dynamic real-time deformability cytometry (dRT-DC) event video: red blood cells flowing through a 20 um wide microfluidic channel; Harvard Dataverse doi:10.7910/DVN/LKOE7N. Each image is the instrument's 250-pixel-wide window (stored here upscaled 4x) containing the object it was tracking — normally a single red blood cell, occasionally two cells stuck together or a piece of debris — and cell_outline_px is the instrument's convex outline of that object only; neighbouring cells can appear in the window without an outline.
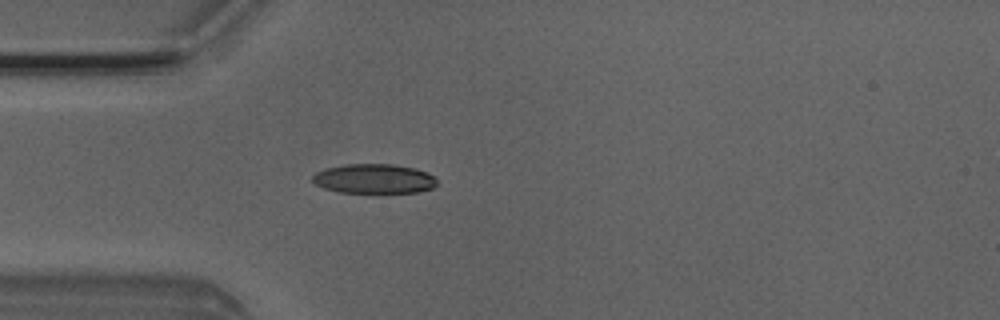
{"species": "Egyptian fruit bat (a non-hibernating species)", "species_latin": "Rousettus aegyptiacus", "temperature_condition": "room temperature", "stored_images_in_passage": 2, "camera_frame_rate_fps": 3000, "um_per_image_px": 0.085, "animal": {"sex": "male"}, "frame": {"image": 1, "passage_image": 2, "time_ms": 0.333, "image_size_px": [1000, 320], "cell_outline_px": [[436, 184], [432, 188], [420, 192], [340, 192], [324, 188], [316, 184], [312, 180], [312, 176], [316, 172], [328, 168], [344, 164], [392, 164], [416, 168], [432, 176], [436, 180]], "centroid_in_image_um": [31.78, 15.19], "position_along_channel_um": 53.2, "area_um2": 21.15}}